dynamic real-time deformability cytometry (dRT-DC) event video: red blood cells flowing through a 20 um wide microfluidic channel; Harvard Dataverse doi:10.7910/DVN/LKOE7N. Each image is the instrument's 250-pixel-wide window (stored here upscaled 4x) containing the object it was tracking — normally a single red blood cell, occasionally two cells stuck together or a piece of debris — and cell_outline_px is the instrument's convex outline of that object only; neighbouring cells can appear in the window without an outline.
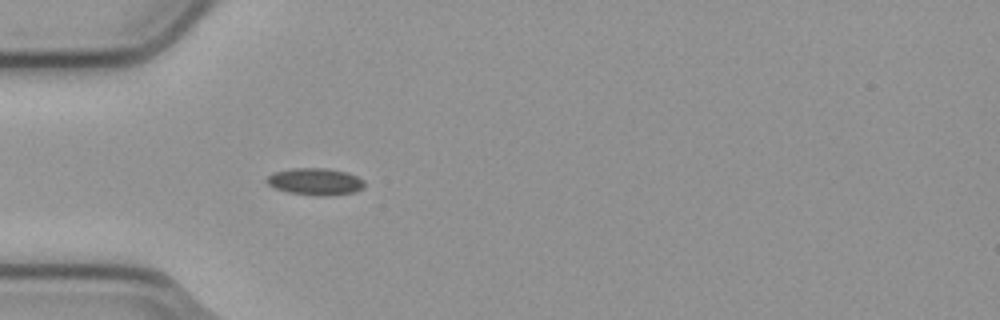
{"species": "common noctule bat (a hibernating species)", "species_latin": "Nyctalus noctula", "temperature_condition": "cold", "stored_images_in_passage": 3, "camera_frame_rate_fps": 3000, "um_per_image_px": 0.085, "animal": {"sex": "male", "body_mass_g": 23.1, "forearm_length_mm": 52.7}, "frame": {"image": 1, "passage_image": 3, "time_ms": 0.667, "image_size_px": [1000, 320], "cell_outline_px": [[364, 184], [360, 188], [352, 192], [324, 196], [288, 192], [276, 188], [268, 184], [264, 180], [268, 176], [276, 172], [296, 168], [324, 168], [348, 172], [364, 180]], "centroid_in_image_um": [26.78, 15.42], "position_along_channel_um": 58.2, "area_um2": 14.97}}